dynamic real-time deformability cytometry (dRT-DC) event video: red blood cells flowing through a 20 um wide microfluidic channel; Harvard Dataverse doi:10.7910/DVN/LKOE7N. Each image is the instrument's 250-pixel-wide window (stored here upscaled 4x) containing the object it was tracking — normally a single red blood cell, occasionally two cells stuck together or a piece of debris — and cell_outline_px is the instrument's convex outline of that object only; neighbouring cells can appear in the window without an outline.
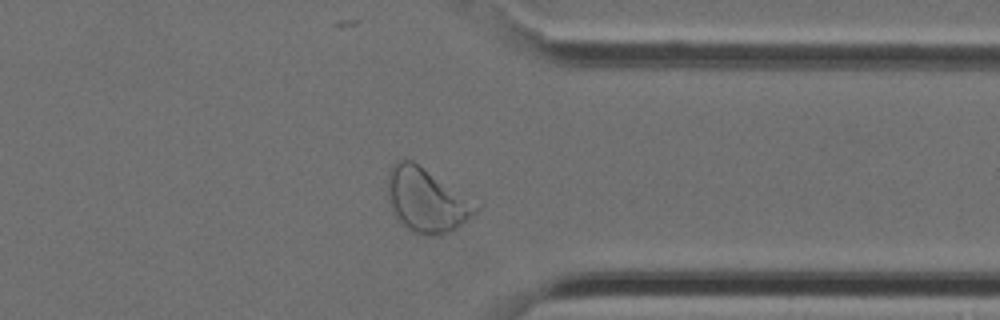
{"species": "Egyptian fruit bat (a non-hibernating species)", "species_latin": "Rousettus aegyptiacus", "temperature_condition": "cold", "stored_images_in_passage": 36, "segment_of_instrument_passage": [1, 2], "camera_frame_rate_fps": 3000, "um_per_image_px": 0.085, "animal": {"sex": "female"}, "frame": {"image": 1, "passage_image": 26, "time_ms": 8.333, "image_size_px": [1000, 320], "cell_outline_px": [[480, 208], [476, 212], [456, 228], [448, 232], [428, 236], [424, 236], [400, 224], [396, 220], [392, 212], [388, 200], [388, 172], [392, 164], [396, 160], [412, 160]], "centroid_in_image_um": [36.15, 17.03], "position_along_channel_um": 375.3, "area_um2": 31.85}}
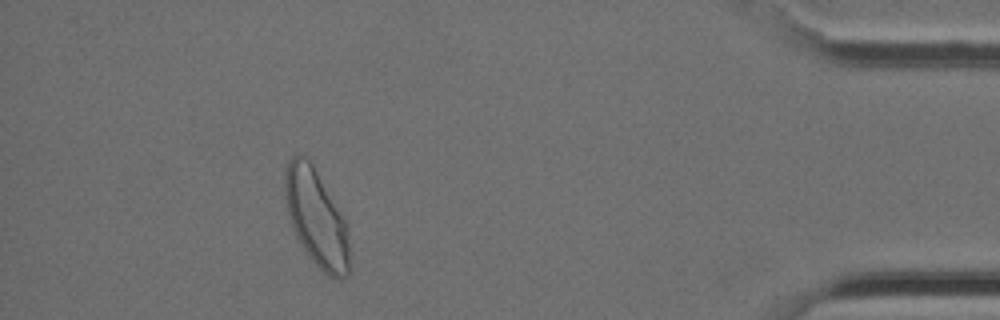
{"frame": {"image": 2, "passage_image": 31, "time_ms": 10.0, "image_size_px": [1000, 320], "cell_outline_px": [[348, 276], [344, 280], [340, 280], [328, 276], [312, 260], [296, 236], [288, 212], [284, 196], [284, 172], [288, 160], [292, 156], [300, 152], [312, 164], [348, 224]], "centroid_in_image_um": [26.88, 18.51], "position_along_channel_um": 408.3, "area_um2": 36.3}}